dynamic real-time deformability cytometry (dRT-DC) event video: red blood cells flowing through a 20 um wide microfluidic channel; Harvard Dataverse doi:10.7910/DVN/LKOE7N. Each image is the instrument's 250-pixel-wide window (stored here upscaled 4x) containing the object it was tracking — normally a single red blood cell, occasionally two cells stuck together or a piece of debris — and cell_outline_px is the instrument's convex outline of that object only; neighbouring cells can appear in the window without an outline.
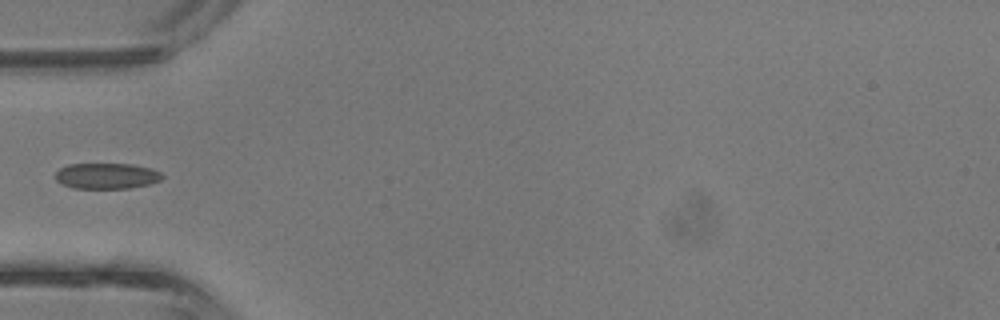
{"species": "common noctule bat (a hibernating species)", "species_latin": "Nyctalus noctula", "temperature_condition": "room temperature", "stored_images_in_passage": 3, "camera_frame_rate_fps": 3000, "um_per_image_px": 0.085, "animal": {"sex": "male", "body_mass_g": 13.3}, "frame": {"image": 1, "passage_image": 3, "time_ms": 0.667, "image_size_px": [1000, 320], "cell_outline_px": [[164, 176], [160, 180], [148, 184], [128, 188], [72, 188], [56, 180], [56, 172], [60, 168], [68, 164], [132, 164], [152, 168], [160, 172]], "centroid_in_image_um": [9.07, 14.94], "position_along_channel_um": 75.9, "area_um2": 15.95}}